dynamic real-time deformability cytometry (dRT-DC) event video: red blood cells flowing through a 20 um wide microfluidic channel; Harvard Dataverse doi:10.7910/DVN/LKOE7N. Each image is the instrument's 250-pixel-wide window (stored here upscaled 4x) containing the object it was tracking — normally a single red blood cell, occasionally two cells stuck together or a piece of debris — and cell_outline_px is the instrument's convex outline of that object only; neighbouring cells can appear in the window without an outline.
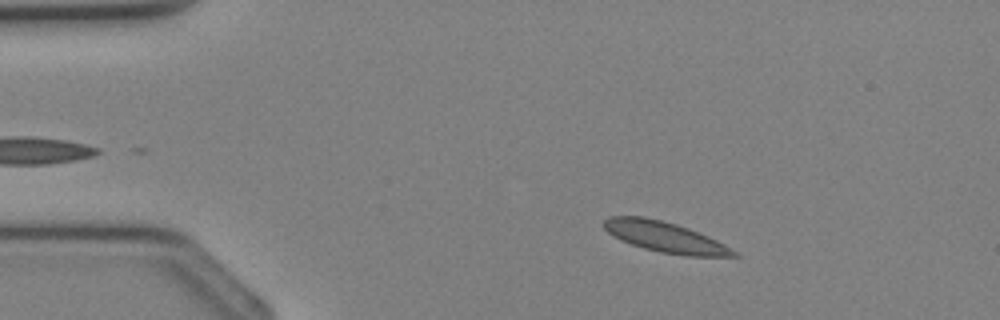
{"species": "Egyptian fruit bat (a non-hibernating species)", "species_latin": "Rousettus aegyptiacus", "temperature_condition": "cold", "stored_images_in_passage": 34, "camera_frame_rate_fps": 3000, "um_per_image_px": 0.085, "animal": {"sex": "female"}, "frame": {"image": 1, "passage_image": 4, "time_ms": 1.0, "image_size_px": [1000, 320], "cell_outline_px": [[740, 256], [688, 256], [660, 252], [644, 248], [620, 240], [608, 232], [604, 228], [604, 220], [608, 216], [644, 216], [676, 224], [688, 228], [708, 236], [740, 252]], "centroid_in_image_um": [56.55, 20.15], "position_along_channel_um": 28.5, "area_um2": 23.0}}
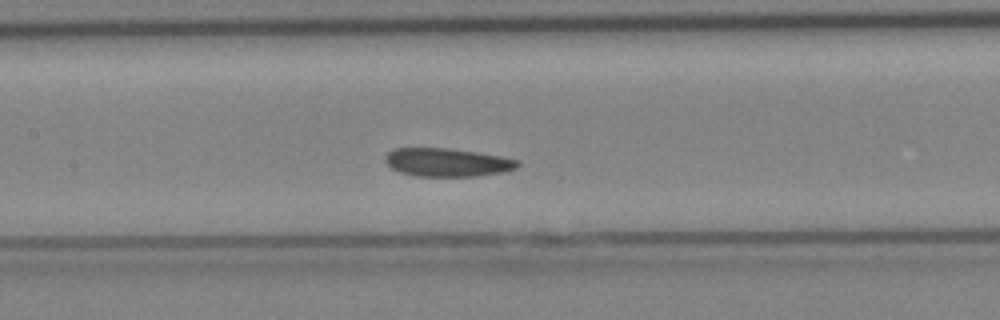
{"frame": {"image": 2, "passage_image": 15, "time_ms": 4.667, "image_size_px": [1000, 320], "cell_outline_px": [[520, 164], [516, 168], [504, 172], [476, 176], [412, 176], [400, 172], [392, 168], [384, 160], [384, 156], [388, 152], [396, 148], [448, 148], [476, 152], [500, 156], [520, 160]], "centroid_in_image_um": [38.01, 13.8], "position_along_channel_um": 169.4, "area_um2": 21.91}}
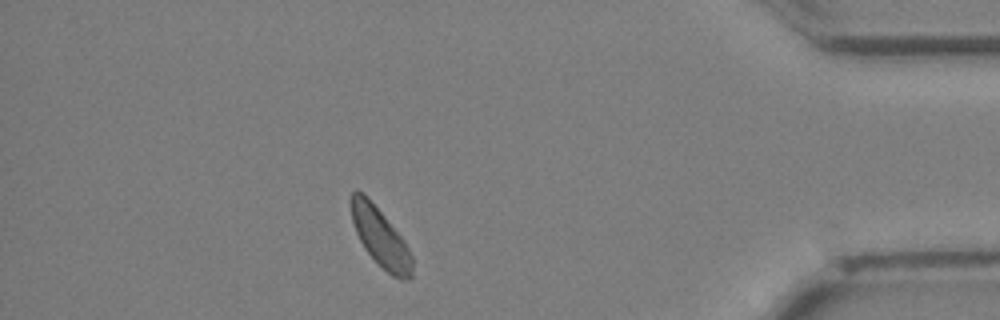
{"frame": {"image": 3, "passage_image": 30, "time_ms": 9.667, "image_size_px": [1000, 320], "cell_outline_px": [[412, 276], [408, 280], [400, 280], [392, 276], [364, 248], [356, 232], [352, 220], [352, 192], [356, 188], [384, 216], [404, 240], [412, 256]], "centroid_in_image_um": [32.37, 20.24], "position_along_channel_um": 402.8, "area_um2": 20.06}}